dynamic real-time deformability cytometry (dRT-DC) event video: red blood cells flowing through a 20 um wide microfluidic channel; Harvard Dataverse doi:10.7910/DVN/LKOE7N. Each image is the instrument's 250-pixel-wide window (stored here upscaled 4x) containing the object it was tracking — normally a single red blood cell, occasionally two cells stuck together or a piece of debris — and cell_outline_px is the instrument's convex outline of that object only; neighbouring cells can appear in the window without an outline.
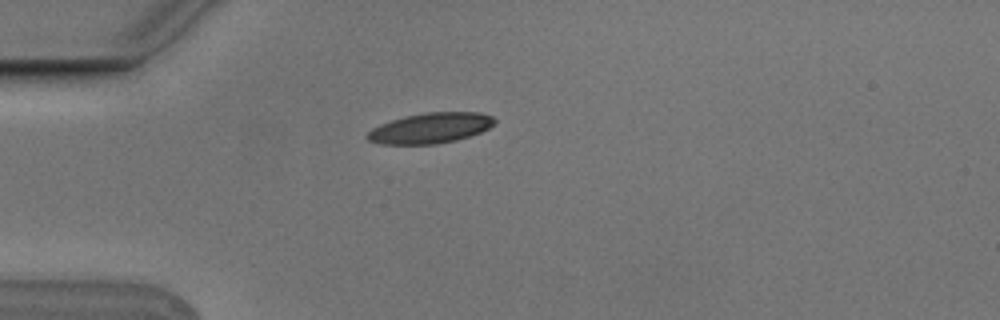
{"species": "Egyptian fruit bat (a non-hibernating species)", "species_latin": "Rousettus aegyptiacus", "temperature_condition": "cold", "stored_images_in_passage": 1, "camera_frame_rate_fps": 3000, "um_per_image_px": 0.085, "animal": {"sex": "male"}, "frame": {"image": 1, "passage_image": 1, "time_ms": 0.0, "image_size_px": [1000, 320], "cell_outline_px": [[496, 120], [488, 128], [480, 132], [456, 140], [436, 144], [380, 144], [368, 140], [364, 136], [372, 128], [380, 124], [392, 120], [424, 112], [480, 112], [492, 116]], "centroid_in_image_um": [36.56, 10.89], "position_along_channel_um": 48.4, "area_um2": 22.43}}